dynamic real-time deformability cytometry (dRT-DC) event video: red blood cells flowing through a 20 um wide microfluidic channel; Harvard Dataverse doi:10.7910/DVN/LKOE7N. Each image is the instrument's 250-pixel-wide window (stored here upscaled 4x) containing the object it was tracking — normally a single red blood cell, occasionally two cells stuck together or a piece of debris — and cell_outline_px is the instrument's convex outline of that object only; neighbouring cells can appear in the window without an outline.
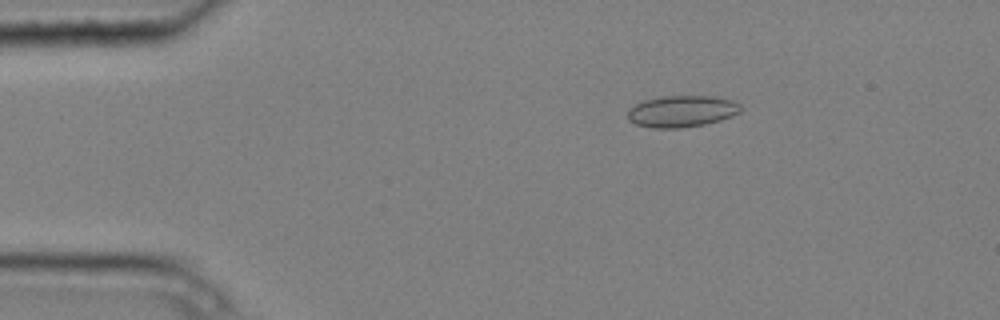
{"species": "common noctule bat (a hibernating species)", "species_latin": "Nyctalus noctula", "temperature_condition": "cold", "stored_images_in_passage": 5, "camera_frame_rate_fps": 3000, "um_per_image_px": 0.085, "animal": {"sex": "male", "body_mass_g": 20.4}, "frame": {"image": 1, "passage_image": 3, "time_ms": 0.667, "image_size_px": [1000, 320], "cell_outline_px": [[744, 108], [740, 112], [732, 116], [720, 120], [704, 124], [680, 128], [652, 128], [636, 124], [628, 120], [628, 112], [636, 104], [644, 100], [664, 96], [716, 96], [732, 100], [740, 104]], "centroid_in_image_um": [58.0, 9.46], "position_along_channel_um": 27.0, "area_um2": 20.81}}
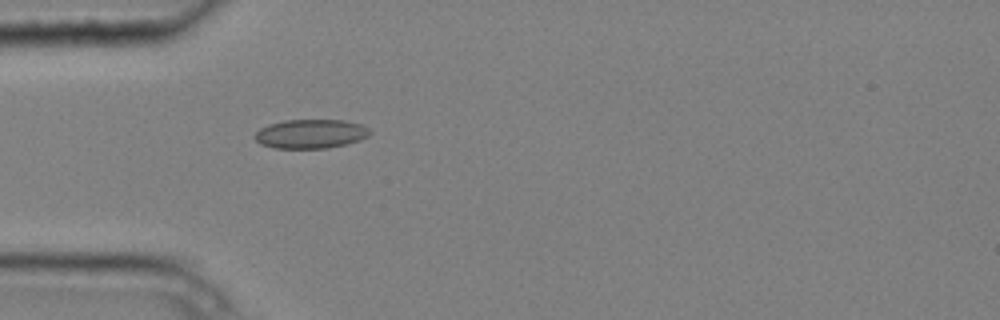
{"frame": {"image": 2, "passage_image": 5, "time_ms": 1.333, "image_size_px": [1000, 320], "cell_outline_px": [[372, 132], [368, 136], [360, 140], [328, 148], [272, 148], [260, 144], [252, 136], [260, 128], [268, 124], [284, 120], [344, 120], [360, 124], [368, 128]], "centroid_in_image_um": [26.37, 11.37], "position_along_channel_um": 58.6, "area_um2": 19.59}}